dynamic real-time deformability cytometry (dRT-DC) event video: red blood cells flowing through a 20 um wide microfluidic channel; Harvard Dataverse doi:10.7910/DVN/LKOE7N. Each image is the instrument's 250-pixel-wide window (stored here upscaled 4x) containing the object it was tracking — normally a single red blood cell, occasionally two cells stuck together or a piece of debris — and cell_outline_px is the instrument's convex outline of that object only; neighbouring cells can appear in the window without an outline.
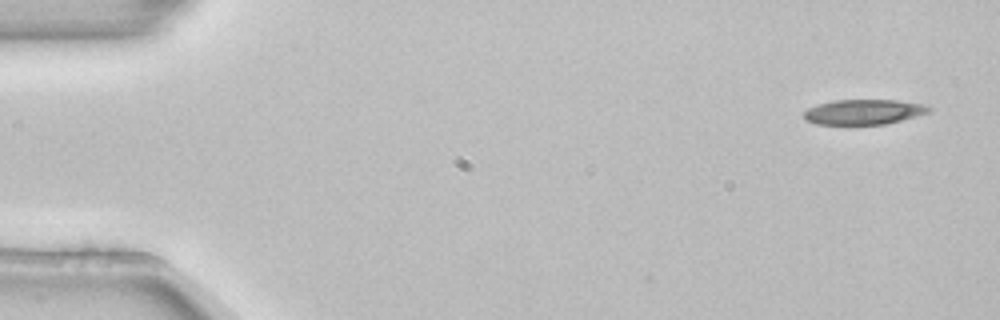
{"species": "common noctule bat (a hibernating species)", "species_latin": "Nyctalus noctula", "temperature_condition": "room temperature", "stored_images_in_passage": 4, "camera_frame_rate_fps": 3000, "um_per_image_px": 0.085, "animal": {"sex": "female", "body_mass_g": 22.7, "forearm_length_mm": 54.2}, "frame": {"image": 1, "passage_image": 1, "time_ms": 0.0, "image_size_px": [1000, 320], "cell_outline_px": [[932, 112], [888, 124], [816, 124], [804, 120], [804, 112], [808, 108], [816, 104], [832, 100], [896, 100], [924, 104], [932, 108]], "centroid_in_image_um": [73.43, 9.51], "position_along_channel_um": 11.6, "area_um2": 18.5}}
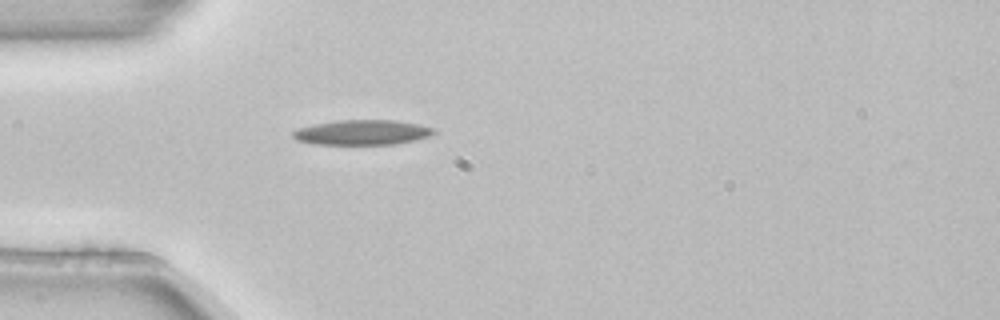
{"frame": {"image": 2, "passage_image": 4, "time_ms": 1.0, "image_size_px": [1000, 320], "cell_outline_px": [[436, 132], [428, 136], [416, 140], [396, 144], [312, 144], [296, 140], [292, 136], [292, 132], [296, 128], [316, 124], [340, 120], [396, 120], [436, 128]], "centroid_in_image_um": [30.78, 11.26], "position_along_channel_um": 54.2, "area_um2": 20.52}}